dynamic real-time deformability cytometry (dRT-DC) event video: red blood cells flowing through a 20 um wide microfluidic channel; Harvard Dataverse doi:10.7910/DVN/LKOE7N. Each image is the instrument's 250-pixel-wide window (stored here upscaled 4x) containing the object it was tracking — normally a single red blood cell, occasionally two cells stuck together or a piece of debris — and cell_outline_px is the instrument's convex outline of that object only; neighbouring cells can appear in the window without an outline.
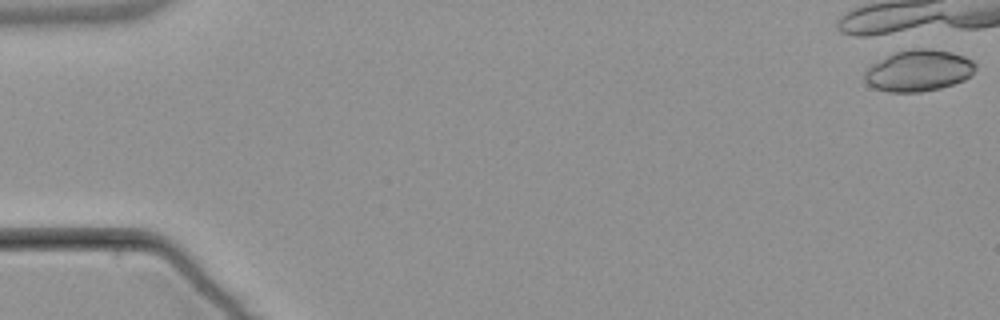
{"species": "common noctule bat (a hibernating species)", "species_latin": "Nyctalus noctula", "temperature_condition": "warm", "stored_images_in_passage": 1, "camera_frame_rate_fps": 3000, "um_per_image_px": 0.085, "animal": {"sex": "male", "body_mass_g": 21.5, "forearm_length_mm": 52.0}, "frame": {"image": 1, "passage_image": 1, "time_ms": 0.0, "image_size_px": [1000, 320], "cell_outline_px": [[976, 68], [964, 80], [940, 88], [920, 92], [888, 92], [876, 88], [868, 84], [864, 80], [864, 72], [872, 64], [896, 52], [912, 48], [932, 48], [952, 52], [964, 56], [972, 60], [976, 64]], "centroid_in_image_um": [78.08, 5.99], "position_along_channel_um": 6.9, "area_um2": 26.65}}